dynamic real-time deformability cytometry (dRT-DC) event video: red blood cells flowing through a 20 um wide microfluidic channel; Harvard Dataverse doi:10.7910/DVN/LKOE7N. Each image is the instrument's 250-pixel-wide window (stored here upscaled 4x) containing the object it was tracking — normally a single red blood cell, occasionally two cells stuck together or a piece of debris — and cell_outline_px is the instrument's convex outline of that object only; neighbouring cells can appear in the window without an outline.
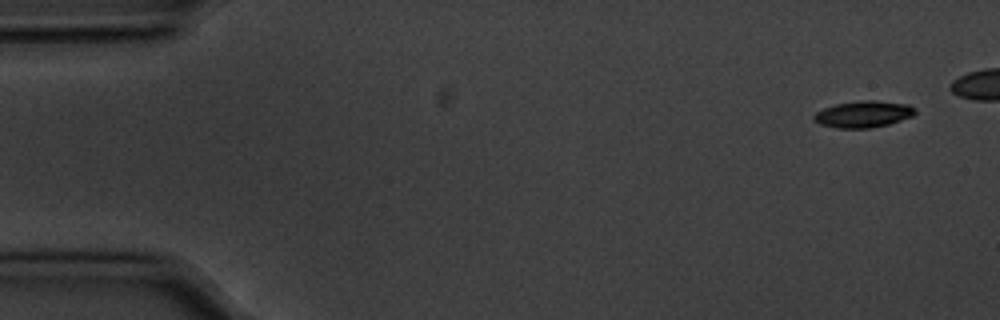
{"species": "common noctule bat (a hibernating species)", "species_latin": "Nyctalus noctula", "temperature_condition": "cold", "stored_images_in_passage": 44, "camera_frame_rate_fps": 3000, "um_per_image_px": 0.085, "animal": {"sex": "male", "body_mass_g": 20.1, "forearm_length_mm": 53.5}, "frame": {"image": 1, "passage_image": 1, "time_ms": 0.0, "image_size_px": [1000, 320], "cell_outline_px": [[916, 112], [912, 116], [888, 124], [872, 128], [836, 128], [820, 124], [812, 120], [812, 116], [816, 112], [824, 108], [836, 104], [860, 100], [876, 100], [908, 104], [916, 108]], "centroid_in_image_um": [73.37, 9.7], "position_along_channel_um": 11.6, "area_um2": 15.78}}
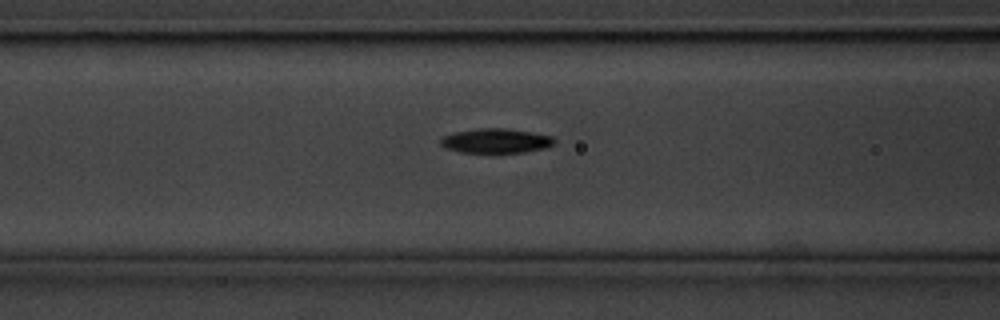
{"frame": {"image": 2, "passage_image": 20, "time_ms": 6.333, "image_size_px": [1000, 320], "cell_outline_px": [[556, 140], [552, 144], [544, 148], [524, 152], [460, 152], [448, 148], [440, 144], [440, 140], [444, 136], [456, 132], [480, 128], [508, 128], [532, 132], [552, 136]], "centroid_in_image_um": [42.17, 11.96], "position_along_channel_um": 124.4, "area_um2": 16.01}}
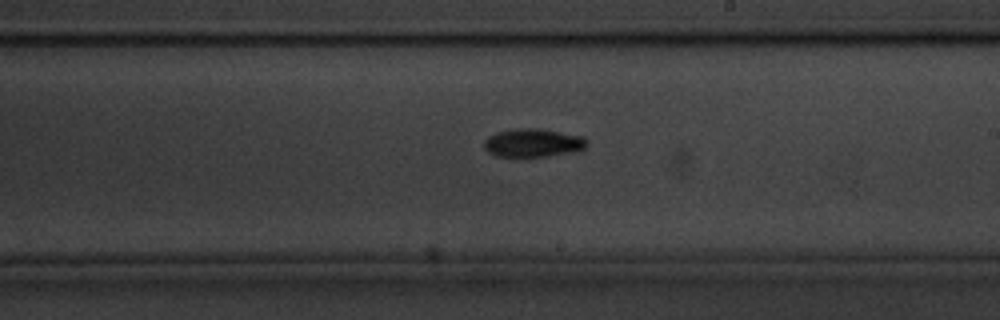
{"frame": {"image": 3, "passage_image": 30, "time_ms": 9.667, "image_size_px": [1000, 320], "cell_outline_px": [[588, 144], [584, 148], [548, 156], [496, 156], [488, 152], [484, 148], [484, 140], [488, 136], [496, 132], [516, 128], [540, 128], [584, 136], [588, 140]], "centroid_in_image_um": [45.28, 12.12], "position_along_channel_um": 243.7, "area_um2": 16.94}}